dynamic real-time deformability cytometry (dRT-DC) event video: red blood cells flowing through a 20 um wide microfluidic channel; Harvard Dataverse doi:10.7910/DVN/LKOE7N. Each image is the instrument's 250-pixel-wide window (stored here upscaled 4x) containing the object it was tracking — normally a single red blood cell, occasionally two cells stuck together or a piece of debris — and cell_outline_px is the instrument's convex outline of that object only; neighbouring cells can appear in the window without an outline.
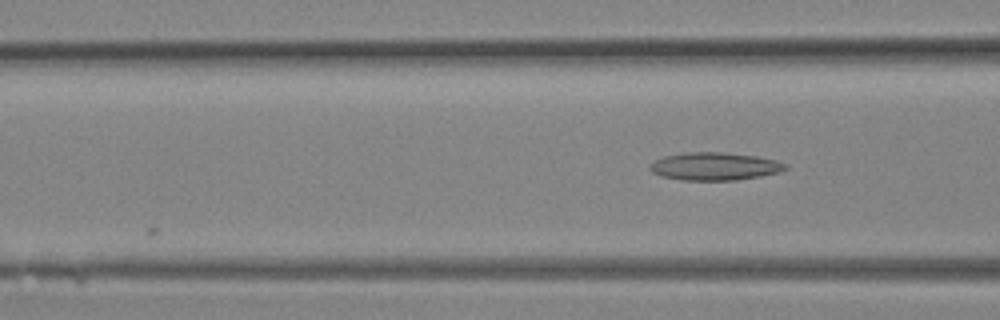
{"species": "Egyptian fruit bat (a non-hibernating species)", "species_latin": "Rousettus aegyptiacus", "temperature_condition": "room temperature", "stored_images_in_passage": 10, "camera_frame_rate_fps": 3000, "um_per_image_px": 0.085, "animal": {"sex": "female"}, "frame": {"image": 1, "passage_image": 10, "time_ms": 3.0, "image_size_px": [1000, 320], "cell_outline_px": [[788, 168], [780, 172], [760, 176], [736, 180], [680, 180], [660, 176], [652, 172], [648, 168], [648, 164], [652, 160], [664, 156], [688, 152], [724, 152], [756, 156], [776, 160], [788, 164]], "centroid_in_image_um": [60.71, 14.14], "position_along_channel_um": 105.9, "area_um2": 22.25}}